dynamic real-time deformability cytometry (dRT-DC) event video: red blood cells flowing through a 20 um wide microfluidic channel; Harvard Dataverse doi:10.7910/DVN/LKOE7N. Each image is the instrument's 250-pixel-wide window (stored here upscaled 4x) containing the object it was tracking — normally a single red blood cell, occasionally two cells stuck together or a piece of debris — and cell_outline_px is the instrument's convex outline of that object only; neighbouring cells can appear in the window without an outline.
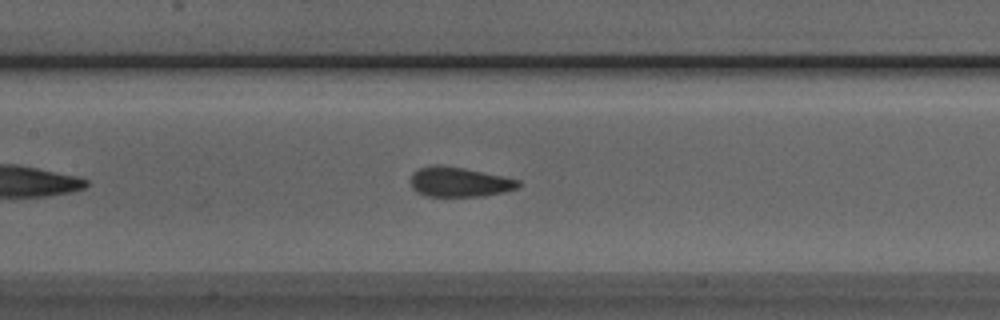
{"species": "Egyptian fruit bat (a non-hibernating species)", "species_latin": "Rousettus aegyptiacus", "temperature_condition": "room temperature", "stored_images_in_passage": 41, "camera_frame_rate_fps": 3000, "um_per_image_px": 0.085, "animal": {"sex": "male"}, "frame": {"image": 1, "passage_image": 13, "time_ms": 4.0, "image_size_px": [1000, 320], "cell_outline_px": [[520, 184], [516, 188], [504, 192], [484, 196], [424, 196], [416, 192], [412, 188], [412, 172], [420, 168], [436, 164], [464, 168], [504, 176], [520, 180]], "centroid_in_image_um": [39.04, 15.47], "position_along_channel_um": 168.4, "area_um2": 18.67}}
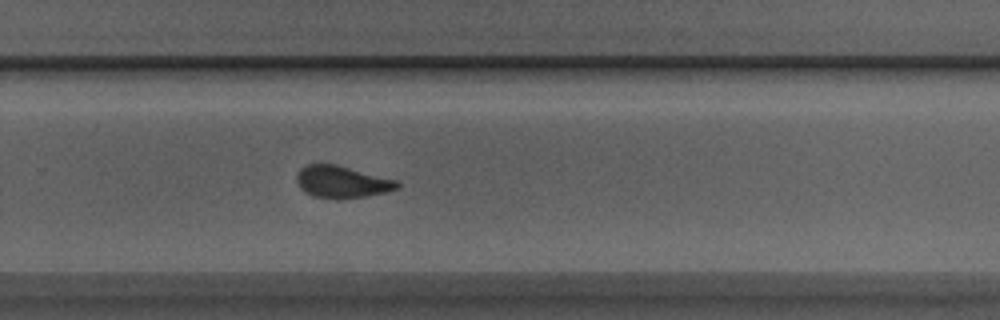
{"frame": {"image": 2, "passage_image": 23, "time_ms": 7.333, "image_size_px": [1000, 320], "cell_outline_px": [[400, 188], [388, 192], [340, 200], [312, 196], [304, 192], [300, 188], [296, 180], [296, 176], [300, 168], [308, 164], [336, 164], [396, 180], [400, 184]], "centroid_in_image_um": [29.05, 15.47], "position_along_channel_um": 300.8, "area_um2": 18.96}}
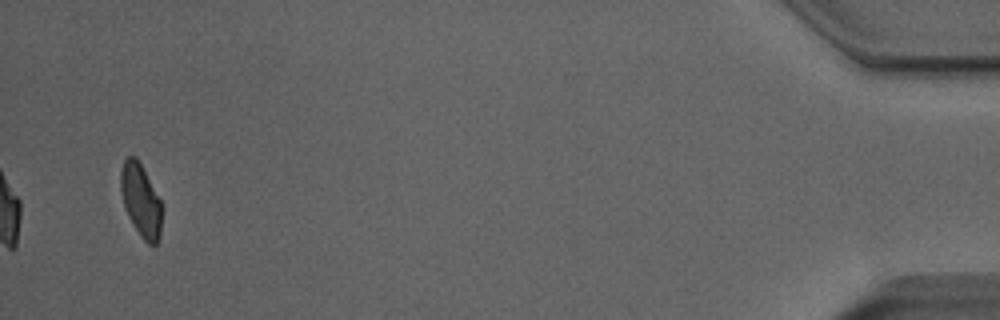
{"frame": {"image": 3, "passage_image": 39, "time_ms": 12.667, "image_size_px": [1000, 320], "cell_outline_px": [[160, 236], [156, 244], [148, 244], [140, 236], [128, 216], [120, 192], [120, 172], [124, 160], [128, 156], [136, 156], [160, 200]], "centroid_in_image_um": [11.93, 17.02], "position_along_channel_um": 423.3, "area_um2": 17.05}, "authors_computed_cell_mechanics": {"area_um2": 18.9584, "velocity_mm_per_s": 3.9877, "shape_relaxation_time_tau1_ms": 10.6694, "shape_relaxation_time_tau2_ms": 1.0474, "deformation_change_tau1": 0.2001, "deformation_change_tau2": 0.0716}}